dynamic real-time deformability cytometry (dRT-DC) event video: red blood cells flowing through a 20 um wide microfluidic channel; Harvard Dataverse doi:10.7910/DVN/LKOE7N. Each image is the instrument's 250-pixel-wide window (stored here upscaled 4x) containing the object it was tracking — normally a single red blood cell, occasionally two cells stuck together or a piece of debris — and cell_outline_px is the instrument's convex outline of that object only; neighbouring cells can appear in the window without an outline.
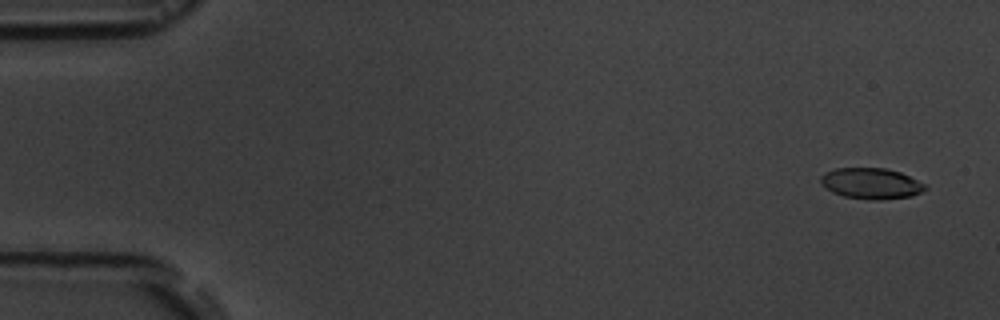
{"species": "common noctule bat (a hibernating species)", "species_latin": "Nyctalus noctula", "temperature_condition": "room temperature", "stored_images_in_passage": 5, "camera_frame_rate_fps": 3000, "um_per_image_px": 0.085, "animal": {"sex": "male", "body_mass_g": 19.5, "forearm_length_mm": 54.6}, "frame": {"image": 1, "passage_image": 1, "time_ms": 0.0, "image_size_px": [1000, 320], "cell_outline_px": [[928, 188], [912, 196], [880, 200], [868, 200], [844, 196], [832, 192], [820, 184], [820, 176], [824, 172], [836, 168], [884, 168], [900, 172], [924, 184]], "centroid_in_image_um": [74.0, 15.6], "position_along_channel_um": 11.0, "area_um2": 18.84}}
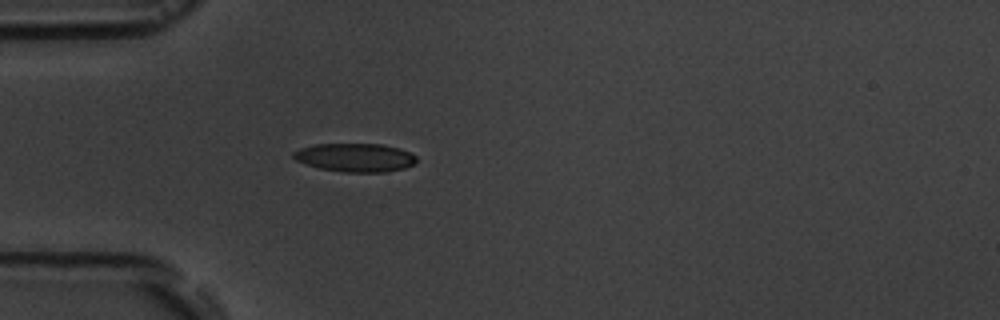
{"frame": {"image": 2, "passage_image": 5, "time_ms": 4.667, "image_size_px": [1000, 320], "cell_outline_px": [[416, 160], [412, 164], [404, 168], [384, 172], [344, 172], [320, 168], [296, 160], [292, 156], [292, 152], [300, 148], [316, 144], [380, 144], [400, 148], [416, 156]], "centroid_in_image_um": [30.17, 13.38], "position_along_channel_um": 54.8, "area_um2": 20.23}}